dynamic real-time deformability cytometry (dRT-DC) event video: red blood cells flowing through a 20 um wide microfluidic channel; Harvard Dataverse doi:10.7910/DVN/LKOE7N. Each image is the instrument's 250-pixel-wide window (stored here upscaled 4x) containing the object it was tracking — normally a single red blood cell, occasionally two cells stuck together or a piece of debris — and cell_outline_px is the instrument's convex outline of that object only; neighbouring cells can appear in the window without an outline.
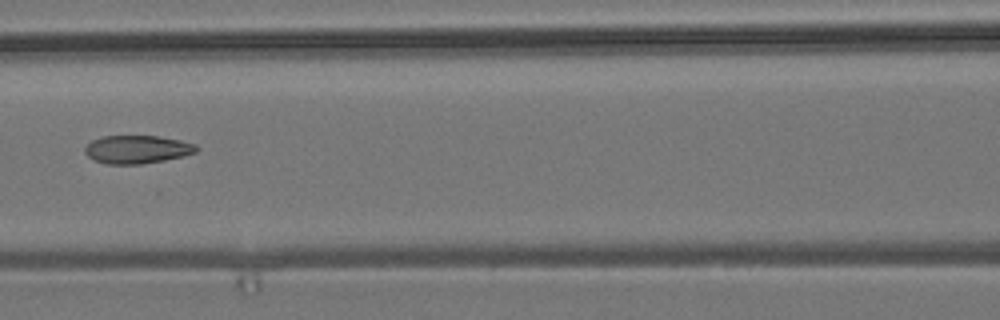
{"species": "common noctule bat (a hibernating species)", "species_latin": "Nyctalus noctula", "temperature_condition": "room temperature", "stored_images_in_passage": 3, "camera_frame_rate_fps": 3000, "um_per_image_px": 0.085, "animal": {"sex": "male", "body_mass_g": 19.2, "forearm_length_mm": 51.8}, "frame": {"image": 1, "passage_image": 3, "time_ms": 2.333, "image_size_px": [1000, 320], "cell_outline_px": [[200, 148], [196, 152], [184, 156], [164, 160], [140, 164], [108, 164], [92, 160], [84, 152], [84, 148], [92, 140], [100, 136], [156, 136], [180, 140], [196, 144]], "centroid_in_image_um": [11.65, 12.7], "position_along_channel_um": 155.0, "area_um2": 18.38}}